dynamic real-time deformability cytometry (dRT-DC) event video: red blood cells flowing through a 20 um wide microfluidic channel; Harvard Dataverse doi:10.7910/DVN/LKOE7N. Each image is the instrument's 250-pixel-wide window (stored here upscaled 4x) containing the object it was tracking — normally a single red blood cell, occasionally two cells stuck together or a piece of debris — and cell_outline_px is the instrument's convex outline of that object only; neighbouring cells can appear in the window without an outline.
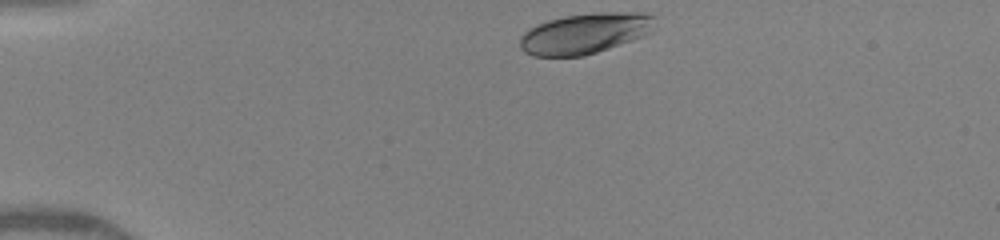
{"species": "human", "species_latin": "Homo sapiens", "temperature_condition": "warm", "stored_images_in_passage": 4, "camera_frame_rate_fps": 3000, "um_per_image_px": 0.085, "donor": {"sex": "female"}, "frame": {"image": 1, "passage_image": 1, "time_ms": 0.0, "image_size_px": [1000, 240], "cell_outline_px": [[656, 28], [652, 32], [608, 48], [584, 56], [532, 56], [524, 52], [520, 48], [520, 36], [528, 28], [536, 24], [548, 20], [564, 16], [600, 12], [644, 12], [656, 16]], "centroid_in_image_um": [49.73, 2.82], "position_along_channel_um": 35.3, "area_um2": 32.19}}
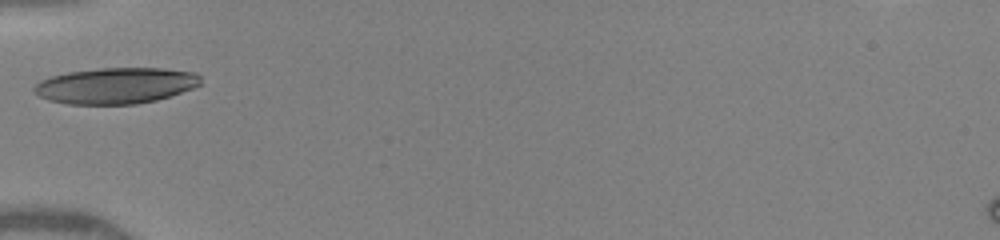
{"frame": {"image": 2, "passage_image": 4, "time_ms": 2.333, "image_size_px": [1000, 240], "cell_outline_px": [[204, 84], [156, 100], [136, 104], [68, 104], [48, 100], [40, 96], [32, 88], [40, 80], [52, 76], [68, 72], [100, 68], [164, 68], [196, 72], [200, 76]], "centroid_in_image_um": [9.87, 7.27], "position_along_channel_um": 75.1, "area_um2": 35.03}}